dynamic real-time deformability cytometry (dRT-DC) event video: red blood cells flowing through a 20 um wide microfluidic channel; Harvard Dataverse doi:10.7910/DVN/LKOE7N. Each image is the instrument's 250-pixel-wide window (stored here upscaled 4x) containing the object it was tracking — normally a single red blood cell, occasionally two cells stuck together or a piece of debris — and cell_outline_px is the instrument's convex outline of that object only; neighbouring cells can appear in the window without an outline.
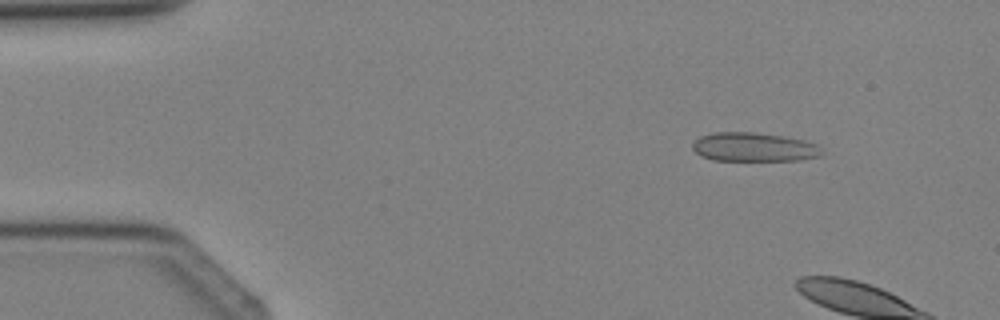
{"species": "Egyptian fruit bat (a non-hibernating species)", "species_latin": "Rousettus aegyptiacus", "temperature_condition": "cold", "stored_images_in_passage": 5, "camera_frame_rate_fps": 3000, "um_per_image_px": 0.085, "animal": {"sex": "female"}, "frame": {"image": 1, "passage_image": 2, "time_ms": 1.333, "image_size_px": [1000, 320], "cell_outline_px": [[824, 156], [800, 160], [712, 160], [700, 156], [692, 148], [692, 144], [700, 136], [712, 132], [752, 132], [784, 136], [804, 140], [816, 144], [820, 148]], "centroid_in_image_um": [64.08, 12.5], "position_along_channel_um": 20.9, "area_um2": 21.91}}